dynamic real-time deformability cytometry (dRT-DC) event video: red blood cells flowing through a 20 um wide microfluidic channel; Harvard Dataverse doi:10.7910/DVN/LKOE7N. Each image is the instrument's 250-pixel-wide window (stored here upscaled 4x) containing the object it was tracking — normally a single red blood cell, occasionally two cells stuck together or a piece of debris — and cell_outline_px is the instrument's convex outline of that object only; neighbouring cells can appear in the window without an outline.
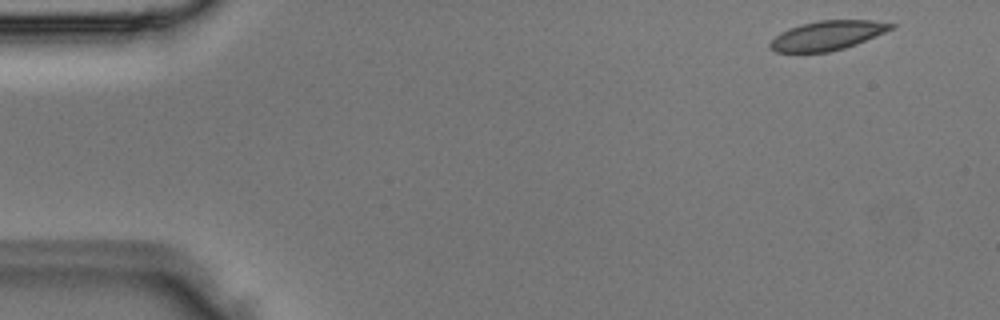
{"species": "Egyptian fruit bat (a non-hibernating species)", "species_latin": "Rousettus aegyptiacus", "temperature_condition": "room temperature", "stored_images_in_passage": 4, "camera_frame_rate_fps": 3000, "um_per_image_px": 0.085, "animal": {"sex": "male"}, "frame": {"image": 1, "passage_image": 1, "time_ms": 0.0, "image_size_px": [1000, 320], "cell_outline_px": [[896, 28], [856, 44], [844, 48], [828, 52], [776, 52], [768, 48], [768, 44], [780, 32], [788, 28], [800, 24], [820, 20], [872, 20], [896, 24]], "centroid_in_image_um": [70.33, 3.01], "position_along_channel_um": 14.7, "area_um2": 20.81}}
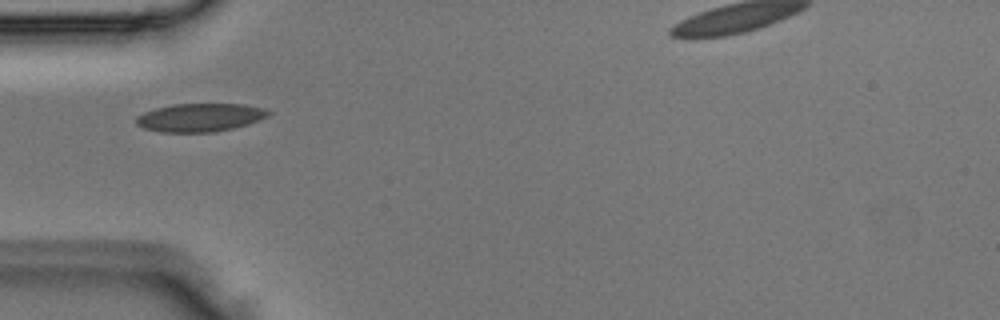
{"frame": {"image": 2, "passage_image": 4, "time_ms": 1.0, "image_size_px": [1000, 320], "cell_outline_px": [[272, 112], [268, 116], [260, 120], [248, 124], [216, 132], [160, 132], [144, 128], [136, 124], [136, 116], [144, 112], [156, 108], [172, 104], [244, 104], [264, 108]], "centroid_in_image_um": [17.01, 9.98], "position_along_channel_um": 68.0, "area_um2": 21.85}}